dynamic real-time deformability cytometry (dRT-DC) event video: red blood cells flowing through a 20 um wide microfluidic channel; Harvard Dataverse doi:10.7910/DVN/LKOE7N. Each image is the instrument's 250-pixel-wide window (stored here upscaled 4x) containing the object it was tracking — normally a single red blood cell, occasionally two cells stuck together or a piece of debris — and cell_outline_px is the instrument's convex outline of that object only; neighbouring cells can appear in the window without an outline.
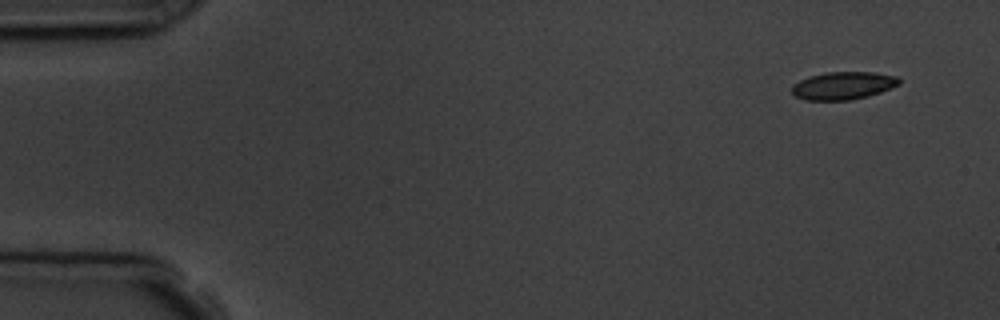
{"species": "common noctule bat (a hibernating species)", "species_latin": "Nyctalus noctula", "temperature_condition": "room temperature", "stored_images_in_passage": 8, "camera_frame_rate_fps": 3000, "um_per_image_px": 0.085, "animal": {"sex": "male", "body_mass_g": 19.5, "forearm_length_mm": 54.6}, "frame": {"image": 1, "passage_image": 1, "time_ms": 0.0, "image_size_px": [1000, 320], "cell_outline_px": [[900, 84], [880, 92], [868, 96], [848, 100], [804, 100], [792, 96], [792, 84], [808, 76], [824, 72], [872, 72], [896, 76], [900, 80]], "centroid_in_image_um": [71.61, 7.28], "position_along_channel_um": 13.4, "area_um2": 17.46}}
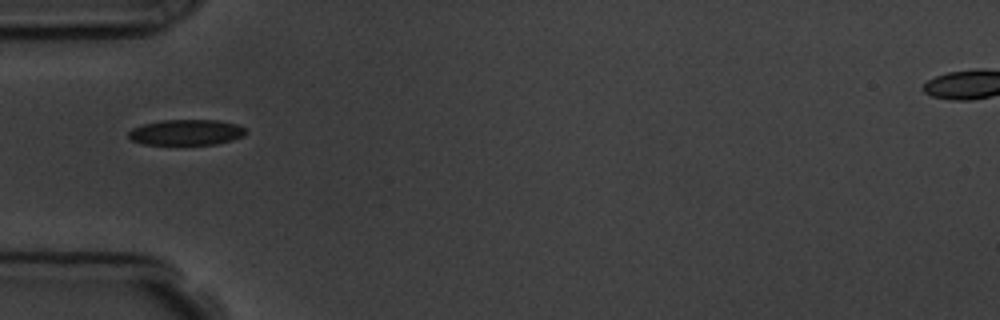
{"frame": {"image": 2, "passage_image": 5, "time_ms": 4.667, "image_size_px": [1000, 320], "cell_outline_px": [[248, 132], [244, 136], [232, 140], [216, 144], [144, 144], [132, 140], [128, 136], [128, 132], [132, 128], [144, 124], [164, 120], [216, 120], [236, 124], [244, 128]], "centroid_in_image_um": [15.85, 11.25], "position_along_channel_um": 69.1, "area_um2": 17.4}}